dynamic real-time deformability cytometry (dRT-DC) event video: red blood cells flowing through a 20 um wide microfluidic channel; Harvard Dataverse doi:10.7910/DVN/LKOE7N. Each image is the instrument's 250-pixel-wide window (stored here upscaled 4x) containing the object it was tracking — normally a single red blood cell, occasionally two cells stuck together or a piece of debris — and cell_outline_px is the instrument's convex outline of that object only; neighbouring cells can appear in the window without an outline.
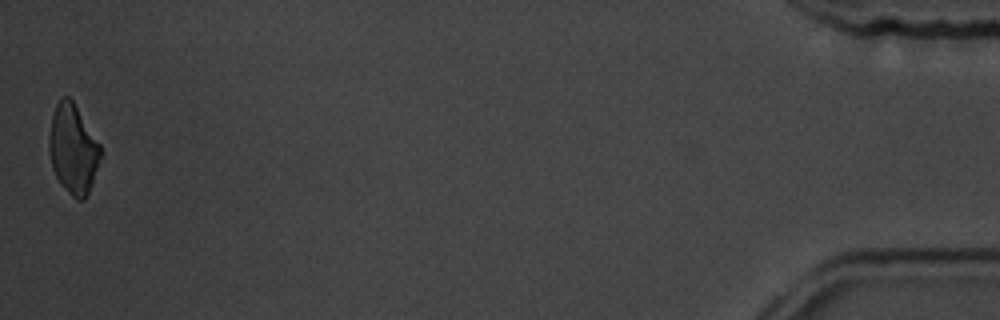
{"species": "common noctule bat (a hibernating species)", "species_latin": "Nyctalus noctula", "temperature_condition": "room temperature", "stored_images_in_passage": 15, "camera_frame_rate_fps": 3000, "um_per_image_px": 0.085, "animal": {"sex": "male", "body_mass_g": 19.5, "forearm_length_mm": 54.6}, "frame": {"image": 1, "passage_image": 15, "time_ms": 17.0, "image_size_px": [1000, 320], "cell_outline_px": [[100, 156], [92, 184], [88, 196], [84, 200], [76, 200], [60, 184], [52, 168], [48, 152], [48, 144], [52, 116], [56, 104], [60, 96], [68, 96], [72, 100], [100, 144]], "centroid_in_image_um": [6.19, 12.69], "position_along_channel_um": 429.0, "area_um2": 26.7}, "authors_computed_cell_mechanics": {"area_um2": 19.074, "velocity_mm_per_s": 3.5157, "shape_relaxation_time_tau1_ms": 1.7947, "shape_relaxation_time_tau2_ms": 6.5345, "deformation_change_tau1": 0.0887, "deformation_change_tau2": 0.1442}}